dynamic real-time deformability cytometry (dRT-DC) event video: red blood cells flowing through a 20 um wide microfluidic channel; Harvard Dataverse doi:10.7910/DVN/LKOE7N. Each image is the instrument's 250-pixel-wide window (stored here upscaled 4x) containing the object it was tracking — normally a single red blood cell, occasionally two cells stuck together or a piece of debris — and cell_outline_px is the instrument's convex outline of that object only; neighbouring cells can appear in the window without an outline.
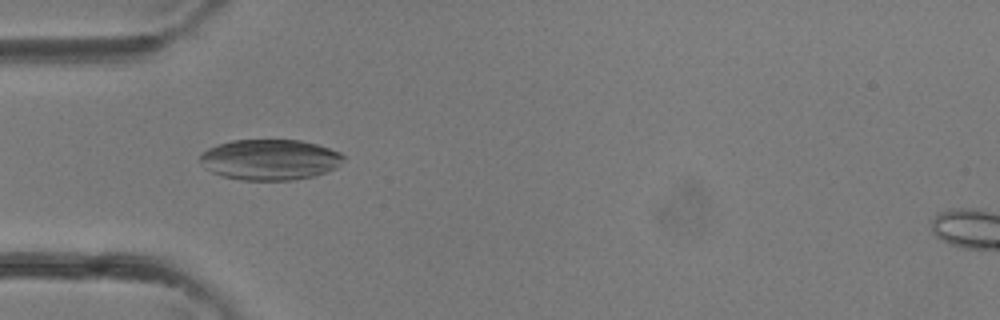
{"species": "common noctule bat (a hibernating species)", "species_latin": "Nyctalus noctula", "temperature_condition": "room temperature", "stored_images_in_passage": 36, "camera_frame_rate_fps": 3000, "um_per_image_px": 0.085, "animal": {"sex": "female"}, "frame": {"image": 1, "passage_image": 11, "time_ms": 3.333, "image_size_px": [1000, 320], "cell_outline_px": [[344, 160], [336, 168], [312, 176], [292, 180], [240, 180], [224, 176], [212, 172], [204, 168], [200, 160], [200, 156], [208, 148], [216, 144], [232, 140], [300, 140], [316, 144], [340, 152], [344, 156]], "centroid_in_image_um": [22.93, 13.56], "position_along_channel_um": 62.1, "area_um2": 33.93}}
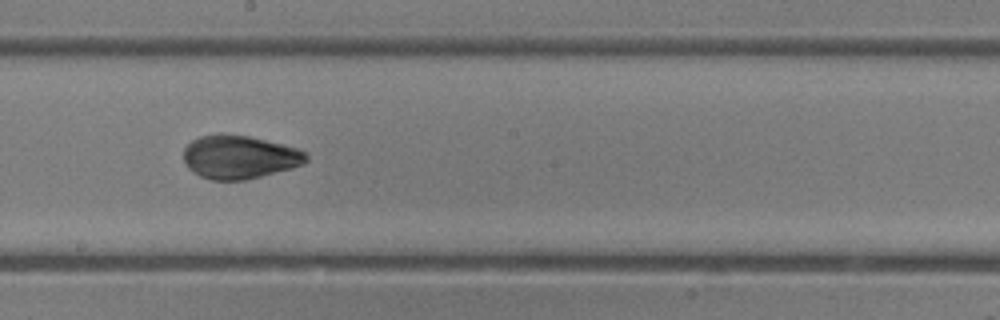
{"frame": {"image": 2, "passage_image": 20, "time_ms": 6.333, "image_size_px": [1000, 320], "cell_outline_px": [[308, 160], [304, 164], [292, 168], [244, 180], [212, 180], [200, 176], [192, 172], [188, 168], [184, 160], [184, 148], [192, 140], [200, 136], [216, 132], [224, 132], [248, 136], [300, 148], [308, 152]], "centroid_in_image_um": [20.36, 13.32], "position_along_channel_um": 227.8, "area_um2": 31.5}}
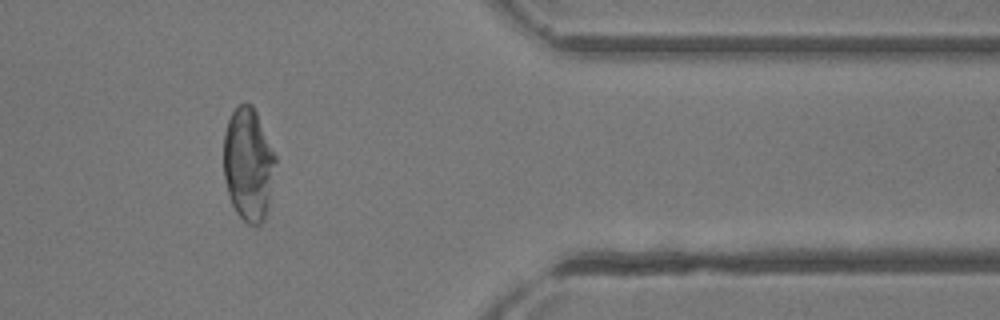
{"frame": {"image": 3, "passage_image": 30, "time_ms": 9.667, "image_size_px": [1000, 320], "cell_outline_px": [[276, 160], [268, 208], [264, 220], [260, 224], [248, 224], [236, 212], [228, 196], [224, 176], [224, 132], [228, 120], [232, 112], [244, 100], [252, 104], [256, 112], [276, 156]], "centroid_in_image_um": [21.1, 13.95], "position_along_channel_um": 390.3, "area_um2": 34.16}}